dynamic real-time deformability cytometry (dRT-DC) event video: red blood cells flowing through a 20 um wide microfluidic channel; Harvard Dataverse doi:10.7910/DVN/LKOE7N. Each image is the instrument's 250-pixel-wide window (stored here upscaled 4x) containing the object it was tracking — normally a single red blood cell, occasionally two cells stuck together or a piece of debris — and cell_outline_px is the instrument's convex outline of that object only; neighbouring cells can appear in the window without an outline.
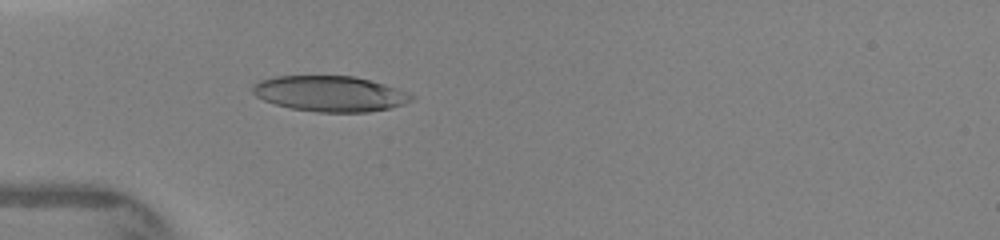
{"species": "human", "species_latin": "Homo sapiens", "temperature_condition": "warm", "stored_images_in_passage": 46, "camera_frame_rate_fps": 3000, "um_per_image_px": 0.085, "donor": {"sex": "female"}, "frame": {"image": 1, "passage_image": 13, "time_ms": 4.667, "image_size_px": [1000, 240], "cell_outline_px": [[416, 96], [412, 100], [404, 104], [388, 108], [368, 112], [316, 112], [292, 108], [276, 104], [264, 100], [256, 96], [252, 92], [252, 84], [260, 80], [276, 76], [352, 76], [384, 84], [396, 88]], "centroid_in_image_um": [28.03, 7.96], "position_along_channel_um": 57.0, "area_um2": 32.77}}
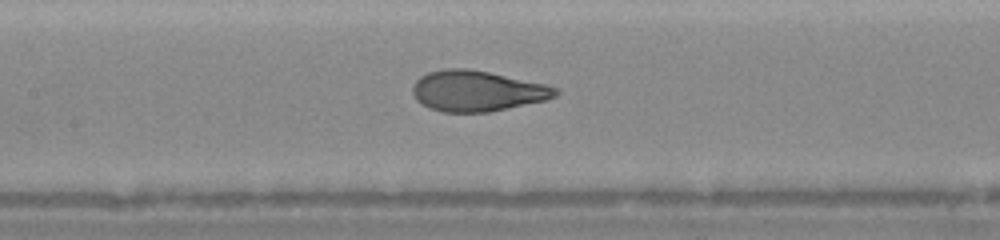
{"frame": {"image": 2, "passage_image": 21, "time_ms": 7.333, "image_size_px": [1000, 240], "cell_outline_px": [[560, 92], [556, 96], [548, 100], [488, 112], [444, 112], [428, 108], [416, 100], [412, 92], [412, 84], [420, 76], [428, 72], [444, 68], [468, 68], [548, 84], [560, 88]], "centroid_in_image_um": [40.57, 7.73], "position_along_channel_um": 166.8, "area_um2": 34.28}}
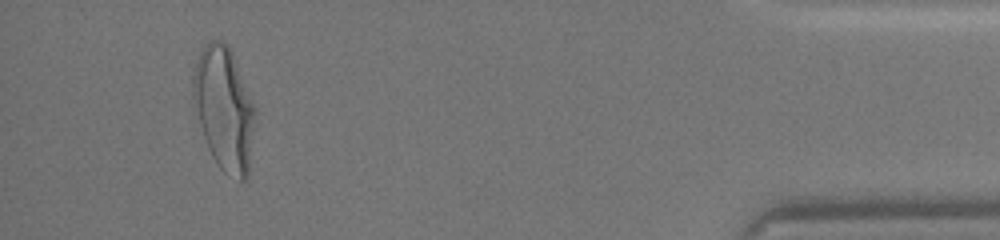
{"frame": {"image": 3, "passage_image": 43, "time_ms": 14.333, "image_size_px": [1000, 240], "cell_outline_px": [[256, 116], [248, 176], [244, 180], [240, 180], [224, 172], [216, 164], [208, 148], [200, 124], [192, 96], [192, 76], [200, 52], [204, 44], [208, 40], [224, 40], [228, 44], [232, 52], [256, 108]], "centroid_in_image_um": [19.06, 9.21], "position_along_channel_um": 416.1, "area_um2": 44.68}}